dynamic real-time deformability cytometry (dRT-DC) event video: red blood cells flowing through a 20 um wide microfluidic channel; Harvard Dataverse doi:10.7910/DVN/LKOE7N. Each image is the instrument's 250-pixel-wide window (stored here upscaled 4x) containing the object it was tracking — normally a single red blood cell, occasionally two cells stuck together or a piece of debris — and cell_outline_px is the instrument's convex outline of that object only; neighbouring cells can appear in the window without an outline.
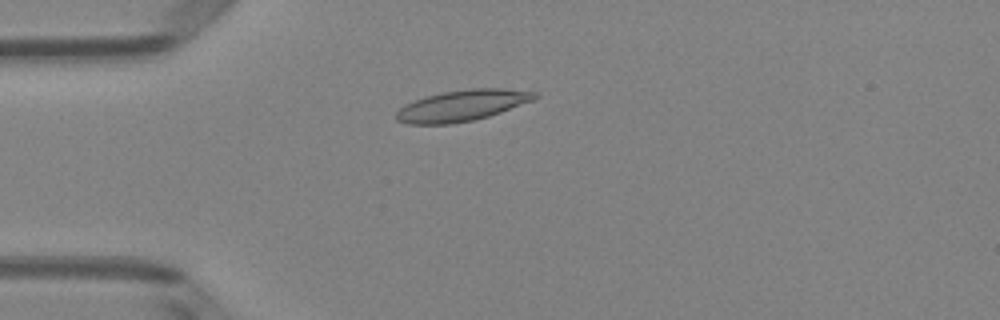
{"species": "Egyptian fruit bat (a non-hibernating species)", "species_latin": "Rousettus aegyptiacus", "temperature_condition": "room temperature", "stored_images_in_passage": 4, "camera_frame_rate_fps": 3000, "um_per_image_px": 0.085, "animal": {"sex": "female"}, "frame": {"image": 1, "passage_image": 4, "time_ms": 1.0, "image_size_px": [1000, 320], "cell_outline_px": [[540, 96], [532, 100], [500, 112], [488, 116], [472, 120], [452, 124], [408, 124], [396, 120], [396, 112], [404, 104], [440, 92], [472, 88], [504, 88], [536, 92]], "centroid_in_image_um": [39.26, 8.96], "position_along_channel_um": 45.7, "area_um2": 24.91}}